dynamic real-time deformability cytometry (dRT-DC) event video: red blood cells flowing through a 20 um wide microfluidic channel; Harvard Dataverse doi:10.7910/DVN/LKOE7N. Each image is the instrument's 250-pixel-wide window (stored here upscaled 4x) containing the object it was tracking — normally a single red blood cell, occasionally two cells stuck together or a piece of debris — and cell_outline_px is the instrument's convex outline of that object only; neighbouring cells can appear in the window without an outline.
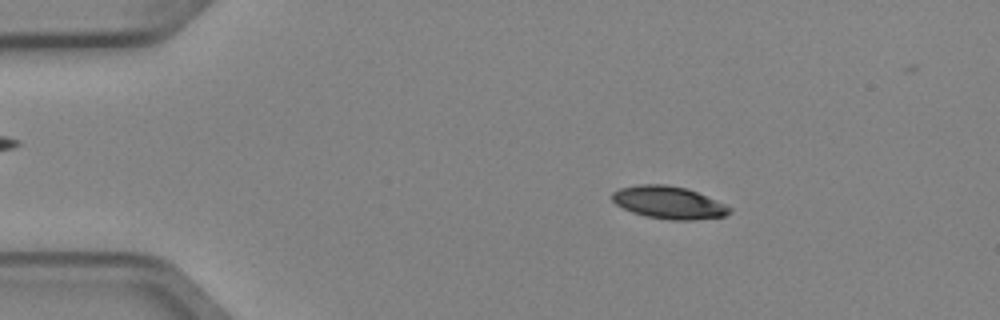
{"species": "Egyptian fruit bat (a non-hibernating species)", "species_latin": "Rousettus aegyptiacus", "temperature_condition": "cold", "stored_images_in_passage": 5, "camera_frame_rate_fps": 3000, "um_per_image_px": 0.085, "animal": {"sex": "female"}, "frame": {"image": 1, "passage_image": 2, "time_ms": 0.333, "image_size_px": [1000, 320], "cell_outline_px": [[732, 212], [724, 216], [688, 220], [672, 220], [648, 216], [632, 212], [616, 204], [612, 200], [612, 192], [620, 188], [640, 184], [664, 184], [688, 188], [724, 204], [732, 208]], "centroid_in_image_um": [56.83, 17.2], "position_along_channel_um": 28.2, "area_um2": 22.02}}
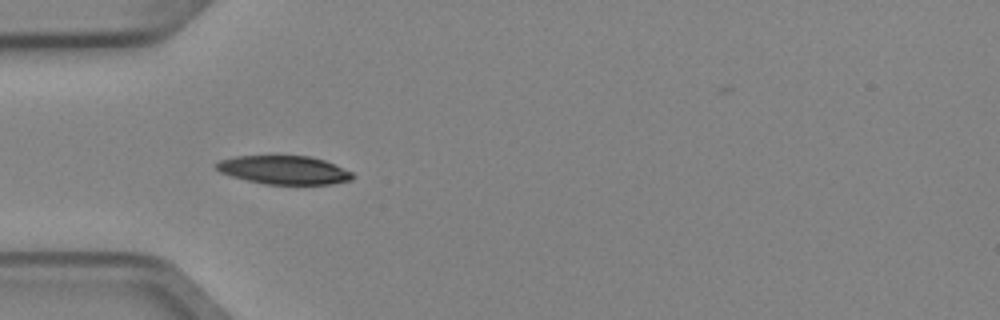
{"frame": {"image": 2, "passage_image": 4, "time_ms": 1.0, "image_size_px": [1000, 320], "cell_outline_px": [[356, 176], [352, 180], [332, 184], [264, 184], [232, 176], [220, 172], [216, 168], [216, 164], [220, 160], [236, 156], [308, 156], [324, 160], [352, 172]], "centroid_in_image_um": [24.17, 14.45], "position_along_channel_um": 60.8, "area_um2": 22.48}}
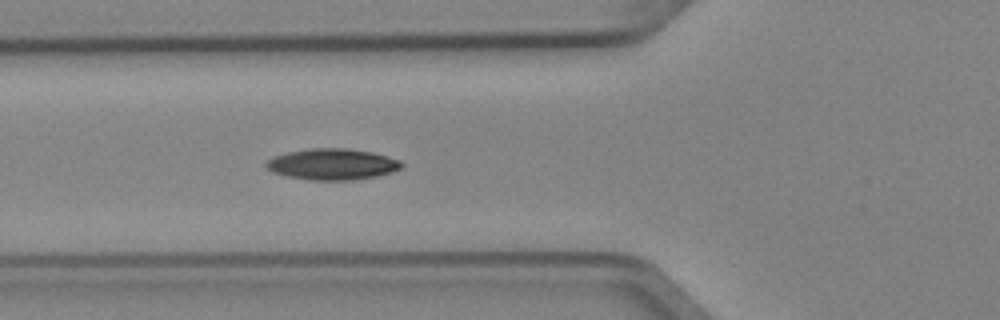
{"frame": {"image": 3, "passage_image": 5, "time_ms": 1.333, "image_size_px": [1000, 320], "cell_outline_px": [[404, 164], [400, 168], [392, 172], [376, 176], [352, 180], [308, 180], [288, 176], [272, 172], [264, 164], [268, 160], [276, 156], [288, 152], [308, 148], [344, 148], [372, 152], [388, 156], [400, 160]], "centroid_in_image_um": [28.26, 13.96], "position_along_channel_um": 97.5, "area_um2": 24.51}}